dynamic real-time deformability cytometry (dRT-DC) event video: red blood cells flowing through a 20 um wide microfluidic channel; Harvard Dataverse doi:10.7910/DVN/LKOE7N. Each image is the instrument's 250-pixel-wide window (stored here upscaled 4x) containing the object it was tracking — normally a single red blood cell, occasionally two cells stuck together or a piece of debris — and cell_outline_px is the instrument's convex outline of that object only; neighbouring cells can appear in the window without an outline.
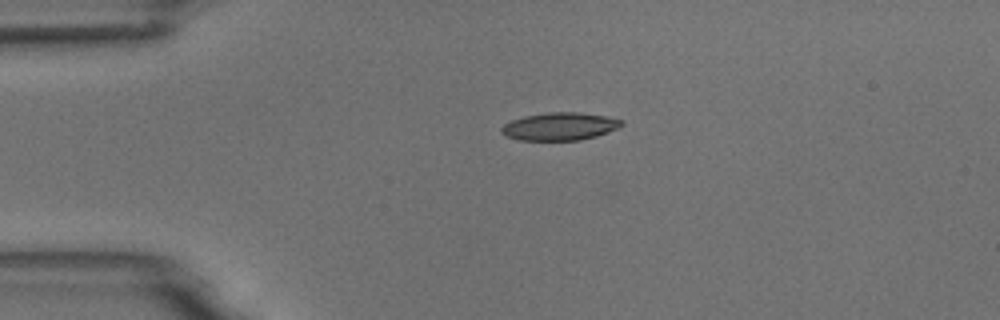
{"species": "common noctule bat (a hibernating species)", "species_latin": "Nyctalus noctula", "temperature_condition": "room temperature", "stored_images_in_passage": 2, "camera_frame_rate_fps": 3000, "um_per_image_px": 0.085, "animal": {"sex": "male", "body_mass_g": 18.8}, "frame": {"image": 1, "passage_image": 1, "time_ms": 0.0, "image_size_px": [1000, 320], "cell_outline_px": [[624, 124], [620, 128], [596, 136], [580, 140], [520, 140], [508, 136], [500, 132], [500, 128], [504, 124], [512, 120], [524, 116], [548, 112], [576, 112], [604, 116], [624, 120]], "centroid_in_image_um": [47.6, 10.74], "position_along_channel_um": 37.4, "area_um2": 19.42}}